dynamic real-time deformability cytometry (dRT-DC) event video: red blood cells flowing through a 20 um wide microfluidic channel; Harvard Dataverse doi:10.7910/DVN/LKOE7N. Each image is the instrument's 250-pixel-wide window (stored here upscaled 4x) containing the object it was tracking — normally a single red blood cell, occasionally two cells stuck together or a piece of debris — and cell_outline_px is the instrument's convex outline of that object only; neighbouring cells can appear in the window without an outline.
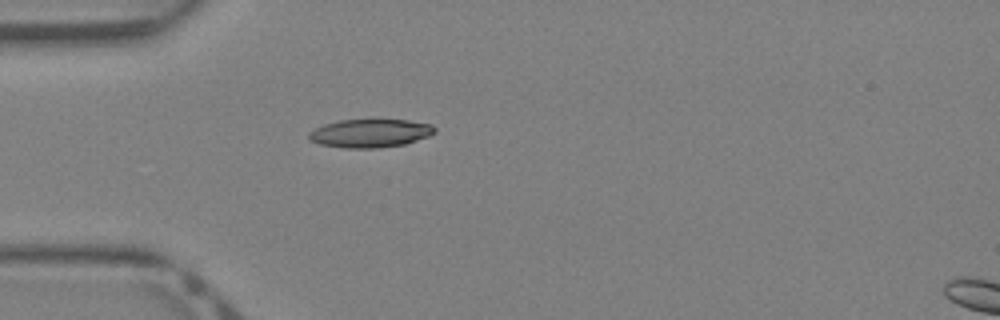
{"species": "Egyptian fruit bat (a non-hibernating species)", "species_latin": "Rousettus aegyptiacus", "temperature_condition": "warm", "stored_images_in_passage": 29, "camera_frame_rate_fps": 3000, "um_per_image_px": 0.085, "animal": {"sex": "female"}, "frame": {"image": 1, "passage_image": 1, "time_ms": 0.0, "image_size_px": [1000, 320], "cell_outline_px": [[436, 132], [428, 136], [404, 144], [380, 148], [344, 148], [320, 144], [308, 140], [308, 132], [324, 124], [340, 120], [408, 120], [432, 124], [436, 128]], "centroid_in_image_um": [31.45, 11.33], "position_along_channel_um": 53.5, "area_um2": 20.81}}
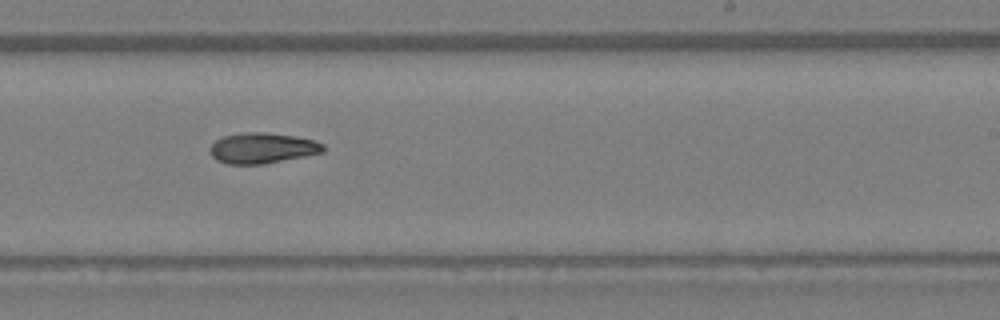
{"frame": {"image": 2, "passage_image": 14, "time_ms": 4.333, "image_size_px": [1000, 320], "cell_outline_px": [[324, 152], [264, 164], [228, 164], [216, 160], [212, 156], [212, 144], [216, 140], [224, 136], [240, 132], [268, 132], [296, 136], [312, 140], [324, 144]], "centroid_in_image_um": [22.31, 12.58], "position_along_channel_um": 266.7, "area_um2": 20.11}}
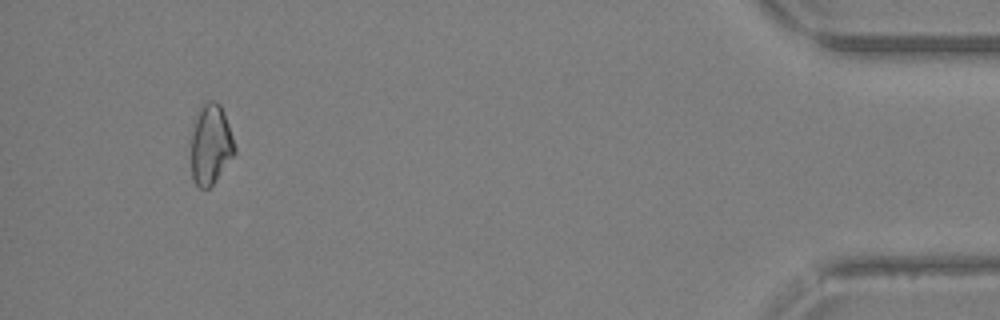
{"frame": {"image": 3, "passage_image": 27, "time_ms": 8.667, "image_size_px": [1000, 320], "cell_outline_px": [[236, 152], [212, 184], [208, 188], [200, 188], [196, 184], [192, 176], [188, 156], [192, 124], [196, 112], [208, 100], [212, 100], [220, 104], [228, 124], [236, 148]], "centroid_in_image_um": [17.83, 12.27], "position_along_channel_um": 417.4, "area_um2": 20.87}}